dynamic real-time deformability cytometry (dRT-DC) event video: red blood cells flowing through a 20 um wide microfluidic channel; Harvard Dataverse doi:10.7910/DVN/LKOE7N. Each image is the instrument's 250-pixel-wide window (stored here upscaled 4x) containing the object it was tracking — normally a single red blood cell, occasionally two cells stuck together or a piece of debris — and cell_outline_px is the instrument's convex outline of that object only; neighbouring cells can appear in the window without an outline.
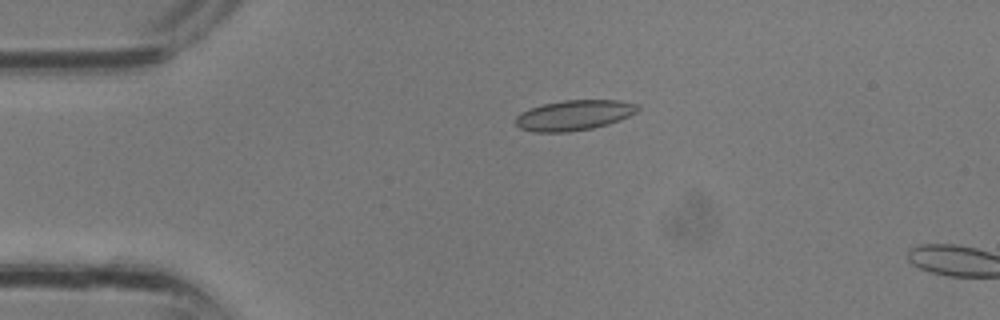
{"species": "common noctule bat (a hibernating species)", "species_latin": "Nyctalus noctula", "temperature_condition": "room temperature", "stored_images_in_passage": 3, "camera_frame_rate_fps": 3000, "um_per_image_px": 0.085, "animal": {"sex": "male", "body_mass_g": 13.3}, "frame": {"image": 1, "passage_image": 1, "time_ms": 0.0, "image_size_px": [1000, 320], "cell_outline_px": [[640, 108], [636, 112], [620, 120], [608, 124], [592, 128], [568, 132], [532, 132], [520, 128], [516, 124], [516, 116], [520, 112], [544, 104], [564, 100], [620, 100], [640, 104]], "centroid_in_image_um": [48.82, 9.79], "position_along_channel_um": 36.2, "area_um2": 21.56}}